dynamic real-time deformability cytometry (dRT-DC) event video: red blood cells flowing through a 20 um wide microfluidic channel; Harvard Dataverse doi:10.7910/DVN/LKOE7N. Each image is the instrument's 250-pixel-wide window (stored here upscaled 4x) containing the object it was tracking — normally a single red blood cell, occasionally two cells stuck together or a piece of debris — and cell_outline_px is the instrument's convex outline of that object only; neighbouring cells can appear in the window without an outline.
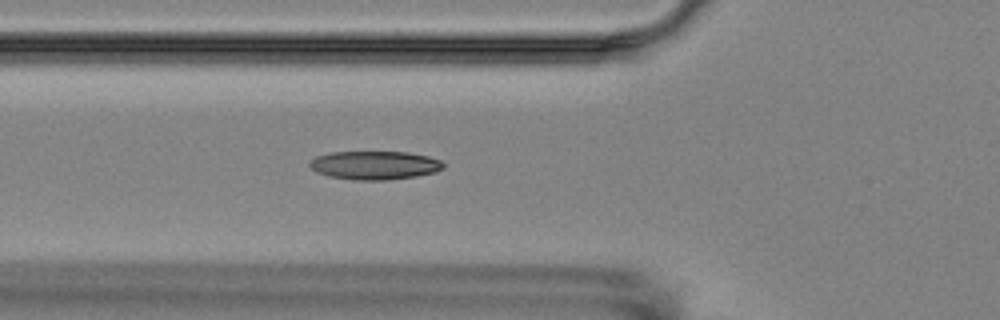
{"species": "Egyptian fruit bat (a non-hibernating species)", "species_latin": "Rousettus aegyptiacus", "temperature_condition": "room temperature", "stored_images_in_passage": 3, "camera_frame_rate_fps": 3000, "um_per_image_px": 0.085, "animal": {"sex": "female"}, "frame": {"image": 1, "passage_image": 3, "time_ms": 2.333, "image_size_px": [1000, 320], "cell_outline_px": [[444, 168], [436, 172], [416, 176], [388, 180], [352, 180], [328, 176], [316, 172], [308, 164], [316, 156], [328, 152], [408, 152], [428, 156], [440, 160], [444, 164]], "centroid_in_image_um": [31.85, 14.05], "position_along_channel_um": 94.0, "area_um2": 22.37}}